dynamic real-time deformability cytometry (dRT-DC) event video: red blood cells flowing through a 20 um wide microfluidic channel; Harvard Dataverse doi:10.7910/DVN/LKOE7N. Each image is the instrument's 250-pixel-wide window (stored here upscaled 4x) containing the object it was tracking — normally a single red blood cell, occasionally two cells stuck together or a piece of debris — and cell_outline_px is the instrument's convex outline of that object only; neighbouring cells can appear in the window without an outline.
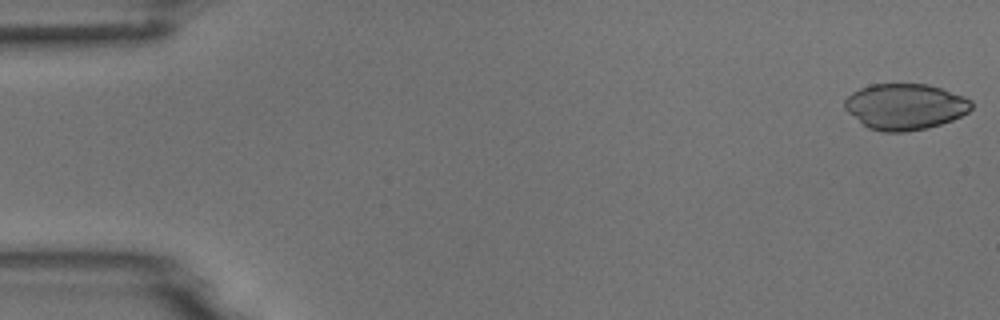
{"species": "common noctule bat (a hibernating species)", "species_latin": "Nyctalus noctula", "temperature_condition": "room temperature", "stored_images_in_passage": 11, "camera_frame_rate_fps": 3000, "um_per_image_px": 0.085, "animal": {"sex": "male", "body_mass_g": 18.8}, "frame": {"image": 1, "passage_image": 1, "time_ms": 0.0, "image_size_px": [1000, 320], "cell_outline_px": [[972, 108], [968, 112], [952, 120], [928, 128], [904, 132], [880, 132], [868, 128], [848, 112], [844, 108], [844, 100], [852, 92], [860, 88], [872, 84], [928, 84], [964, 96], [972, 100]], "centroid_in_image_um": [76.93, 9.06], "position_along_channel_um": 8.1, "area_um2": 34.04}}